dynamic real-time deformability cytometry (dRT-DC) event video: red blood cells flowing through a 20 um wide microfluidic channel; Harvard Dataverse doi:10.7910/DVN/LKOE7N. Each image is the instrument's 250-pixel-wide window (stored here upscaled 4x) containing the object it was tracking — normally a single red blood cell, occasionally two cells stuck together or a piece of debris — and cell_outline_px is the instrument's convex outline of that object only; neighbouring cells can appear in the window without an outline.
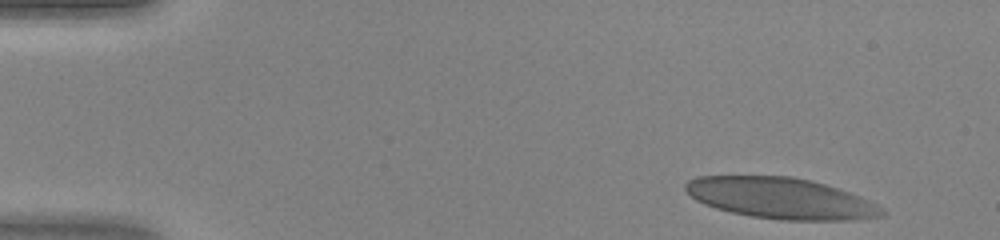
{"species": "human", "species_latin": "Homo sapiens", "temperature_condition": "warm", "stored_images_in_passage": 44, "camera_frame_rate_fps": 3000, "um_per_image_px": 0.085, "donor": {"sex": "female"}, "frame": {"image": 1, "passage_image": 1, "time_ms": 0.0, "image_size_px": [1000, 240], "cell_outline_px": [[884, 216], [844, 220], [784, 220], [752, 216], [732, 212], [716, 208], [704, 204], [696, 200], [684, 188], [684, 184], [688, 180], [696, 176], [792, 176], [824, 184], [860, 196], [884, 208]], "centroid_in_image_um": [66.34, 16.84], "position_along_channel_um": 18.7, "area_um2": 46.64}}
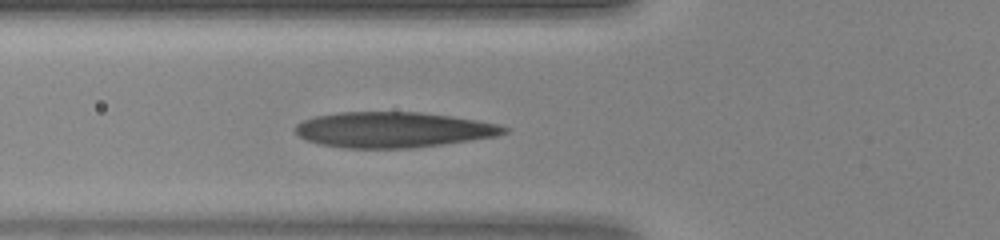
{"frame": {"image": 2, "passage_image": 14, "time_ms": 4.333, "image_size_px": [1000, 240], "cell_outline_px": [[508, 132], [496, 136], [412, 148], [344, 148], [320, 144], [308, 140], [300, 136], [296, 132], [296, 124], [304, 120], [316, 116], [340, 112], [420, 112], [452, 116], [476, 120], [496, 124], [508, 128]], "centroid_in_image_um": [33.41, 11.02], "position_along_channel_um": 92.4, "area_um2": 42.83}}
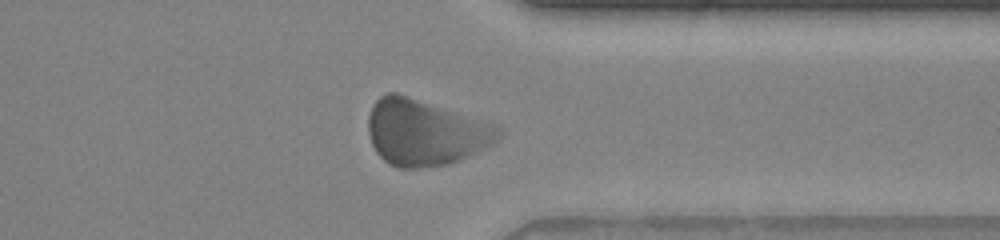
{"frame": {"image": 3, "passage_image": 34, "time_ms": 11.0, "image_size_px": [1000, 240], "cell_outline_px": [[504, 136], [492, 144], [460, 160], [448, 164], [420, 168], [396, 168], [388, 164], [376, 152], [372, 144], [368, 132], [368, 116], [372, 104], [380, 96], [388, 92], [396, 92], [500, 124], [504, 128]], "centroid_in_image_um": [36.19, 11.24], "position_along_channel_um": 375.2, "area_um2": 51.1}}